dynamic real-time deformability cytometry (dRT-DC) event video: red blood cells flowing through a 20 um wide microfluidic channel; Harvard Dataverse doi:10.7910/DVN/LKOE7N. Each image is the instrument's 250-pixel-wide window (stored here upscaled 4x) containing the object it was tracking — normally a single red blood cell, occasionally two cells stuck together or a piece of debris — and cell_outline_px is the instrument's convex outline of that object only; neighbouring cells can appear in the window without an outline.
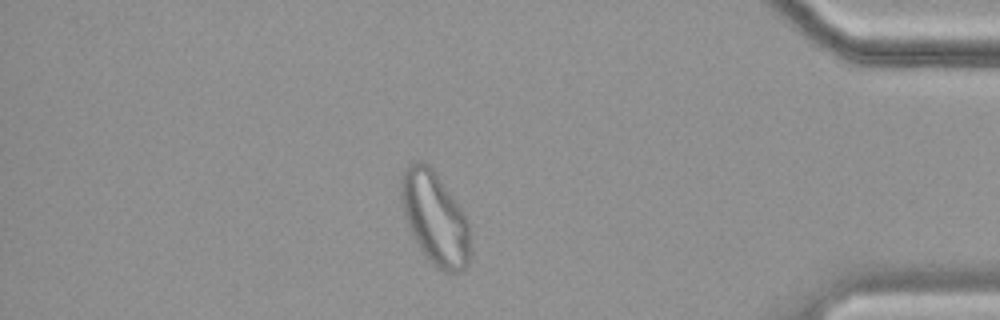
{"species": "common noctule bat (a hibernating species)", "species_latin": "Nyctalus noctula", "temperature_condition": "cold", "stored_images_in_passage": 56, "camera_frame_rate_fps": 3000, "um_per_image_px": 0.085, "animal": {"sex": "female", "body_mass_g": 19.9}, "frame": {"image": 1, "passage_image": 48, "time_ms": 15.667, "image_size_px": [1000, 320], "cell_outline_px": [[468, 264], [460, 272], [444, 272], [436, 268], [424, 256], [412, 236], [404, 212], [400, 192], [400, 180], [408, 164], [412, 160], [420, 160], [428, 164], [436, 172], [468, 220]], "centroid_in_image_um": [36.93, 18.53], "position_along_channel_um": 398.3, "area_um2": 37.11}}